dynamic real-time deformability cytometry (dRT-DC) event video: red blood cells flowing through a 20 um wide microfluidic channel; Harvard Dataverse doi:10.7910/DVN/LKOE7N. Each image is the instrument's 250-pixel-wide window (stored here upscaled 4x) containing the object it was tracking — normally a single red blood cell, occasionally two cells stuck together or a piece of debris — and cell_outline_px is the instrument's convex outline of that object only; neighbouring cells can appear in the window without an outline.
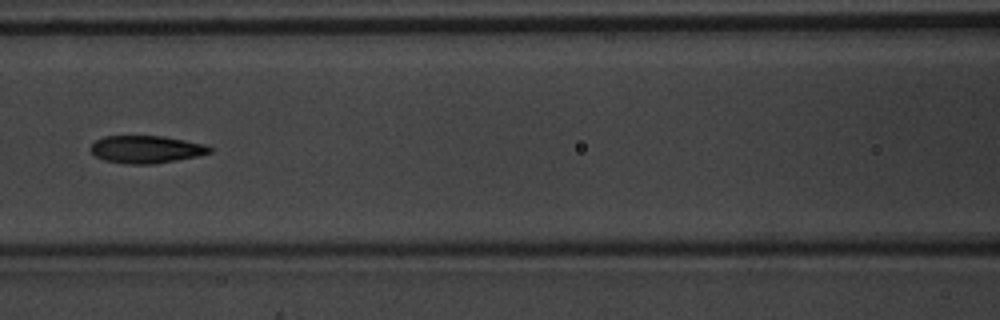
{"species": "common noctule bat (a hibernating species)", "species_latin": "Nyctalus noctula", "temperature_condition": "warm", "stored_images_in_passage": 5, "camera_frame_rate_fps": 3000, "um_per_image_px": 0.085, "animal": {"sex": "male", "body_mass_g": 20.1, "forearm_length_mm": 53.5}, "frame": {"image": 1, "passage_image": 5, "time_ms": 1.333, "image_size_px": [1000, 320], "cell_outline_px": [[212, 152], [196, 156], [176, 160], [152, 164], [128, 164], [104, 160], [96, 156], [88, 148], [96, 140], [104, 136], [164, 136], [208, 144], [212, 148]], "centroid_in_image_um": [12.44, 12.68], "position_along_channel_um": 154.2, "area_um2": 19.19}}